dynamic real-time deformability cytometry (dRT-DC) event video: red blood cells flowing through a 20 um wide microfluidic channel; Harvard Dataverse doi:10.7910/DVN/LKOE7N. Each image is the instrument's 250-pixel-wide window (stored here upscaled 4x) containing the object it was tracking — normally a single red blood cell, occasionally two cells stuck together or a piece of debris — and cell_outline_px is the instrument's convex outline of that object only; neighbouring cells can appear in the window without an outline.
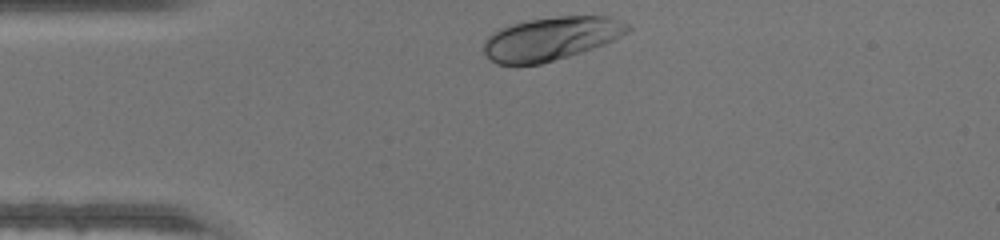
{"species": "human", "species_latin": "Homo sapiens", "temperature_condition": "warm", "stored_images_in_passage": 28, "camera_frame_rate_fps": 3000, "um_per_image_px": 0.085, "donor": {"sex": "male"}, "frame": {"image": 1, "passage_image": 1, "time_ms": 0.0, "image_size_px": [1000, 240], "cell_outline_px": [[632, 28], [628, 32], [604, 44], [568, 56], [540, 64], [496, 64], [484, 52], [484, 40], [492, 32], [500, 28], [512, 24], [528, 20], [556, 16], [608, 16], [628, 24]], "centroid_in_image_um": [46.82, 3.27], "position_along_channel_um": 38.2, "area_um2": 36.07}}
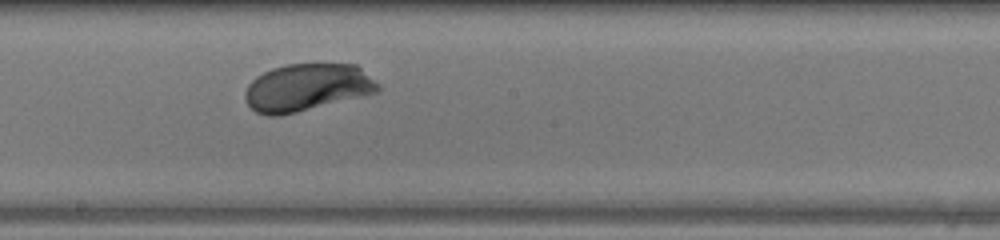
{"frame": {"image": 2, "passage_image": 16, "time_ms": 5.0, "image_size_px": [1000, 240], "cell_outline_px": [[380, 92], [280, 116], [268, 116], [256, 112], [244, 100], [244, 92], [248, 84], [256, 76], [272, 68], [284, 64], [356, 64], [380, 84]], "centroid_in_image_um": [26.09, 7.43], "position_along_channel_um": 222.1, "area_um2": 36.93}}
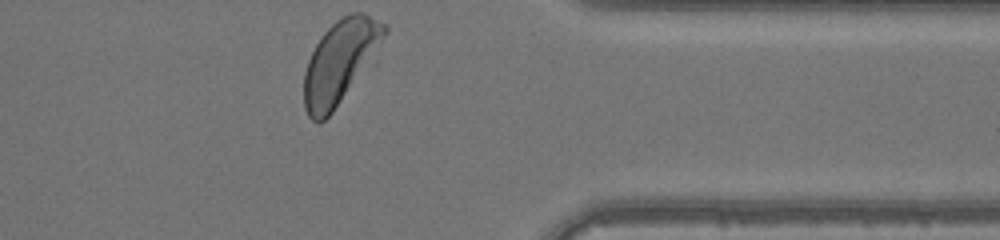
{"frame": {"image": 3, "passage_image": 28, "time_ms": 9.0, "image_size_px": [1000, 240], "cell_outline_px": [[388, 32], [376, 64], [332, 112], [320, 124], [316, 124], [308, 116], [304, 108], [304, 72], [308, 60], [316, 44], [324, 32], [336, 20], [352, 12], [364, 12], [388, 24]], "centroid_in_image_um": [29.02, 5.27], "position_along_channel_um": 382.4, "area_um2": 40.75}}